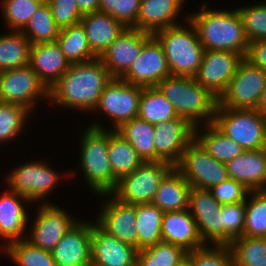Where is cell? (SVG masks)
I'll list each match as a JSON object with an SVG mask.
<instances>
[{"label": "cell", "mask_w": 266, "mask_h": 266, "mask_svg": "<svg viewBox=\"0 0 266 266\" xmlns=\"http://www.w3.org/2000/svg\"><path fill=\"white\" fill-rule=\"evenodd\" d=\"M112 77L100 58L71 64L63 76L49 89V103L57 108L92 113L104 87Z\"/></svg>", "instance_id": "cell-1"}, {"label": "cell", "mask_w": 266, "mask_h": 266, "mask_svg": "<svg viewBox=\"0 0 266 266\" xmlns=\"http://www.w3.org/2000/svg\"><path fill=\"white\" fill-rule=\"evenodd\" d=\"M207 0L198 11L189 14L205 50H228L246 57L249 41L237 8L223 10L208 7Z\"/></svg>", "instance_id": "cell-2"}, {"label": "cell", "mask_w": 266, "mask_h": 266, "mask_svg": "<svg viewBox=\"0 0 266 266\" xmlns=\"http://www.w3.org/2000/svg\"><path fill=\"white\" fill-rule=\"evenodd\" d=\"M81 131L78 165L82 170L85 184L94 194H110L118 180L113 176L108 159L109 129L101 121H92Z\"/></svg>", "instance_id": "cell-3"}, {"label": "cell", "mask_w": 266, "mask_h": 266, "mask_svg": "<svg viewBox=\"0 0 266 266\" xmlns=\"http://www.w3.org/2000/svg\"><path fill=\"white\" fill-rule=\"evenodd\" d=\"M156 87L172 104L178 117L187 119L195 127L213 122L218 99L195 77L171 75Z\"/></svg>", "instance_id": "cell-4"}, {"label": "cell", "mask_w": 266, "mask_h": 266, "mask_svg": "<svg viewBox=\"0 0 266 266\" xmlns=\"http://www.w3.org/2000/svg\"><path fill=\"white\" fill-rule=\"evenodd\" d=\"M183 20L184 24L158 30L153 35L163 47L171 75L195 77L205 49L200 43L197 29L189 19V13Z\"/></svg>", "instance_id": "cell-5"}, {"label": "cell", "mask_w": 266, "mask_h": 266, "mask_svg": "<svg viewBox=\"0 0 266 266\" xmlns=\"http://www.w3.org/2000/svg\"><path fill=\"white\" fill-rule=\"evenodd\" d=\"M29 162L19 164L9 171V174L7 173V176L4 177L5 185H7L4 187L26 197L33 207L34 204L41 202L42 204L54 203L46 198L47 196L50 197V193L59 186L61 179L63 180L64 177L66 179L67 176L69 178L77 176L75 170H70L69 173L67 171L59 173L57 169L51 168V164L47 163L49 161L45 162L41 159V161Z\"/></svg>", "instance_id": "cell-6"}, {"label": "cell", "mask_w": 266, "mask_h": 266, "mask_svg": "<svg viewBox=\"0 0 266 266\" xmlns=\"http://www.w3.org/2000/svg\"><path fill=\"white\" fill-rule=\"evenodd\" d=\"M212 123L244 150L266 148V118L257 109H229L217 105Z\"/></svg>", "instance_id": "cell-7"}, {"label": "cell", "mask_w": 266, "mask_h": 266, "mask_svg": "<svg viewBox=\"0 0 266 266\" xmlns=\"http://www.w3.org/2000/svg\"><path fill=\"white\" fill-rule=\"evenodd\" d=\"M173 168L169 162L145 161L134 172L119 179L110 194L125 204L152 203L161 181Z\"/></svg>", "instance_id": "cell-8"}, {"label": "cell", "mask_w": 266, "mask_h": 266, "mask_svg": "<svg viewBox=\"0 0 266 266\" xmlns=\"http://www.w3.org/2000/svg\"><path fill=\"white\" fill-rule=\"evenodd\" d=\"M45 99L49 102V90L29 65L0 71V102L20 105L33 114Z\"/></svg>", "instance_id": "cell-9"}, {"label": "cell", "mask_w": 266, "mask_h": 266, "mask_svg": "<svg viewBox=\"0 0 266 266\" xmlns=\"http://www.w3.org/2000/svg\"><path fill=\"white\" fill-rule=\"evenodd\" d=\"M265 87L266 72L243 58L217 105L229 109H257Z\"/></svg>", "instance_id": "cell-10"}, {"label": "cell", "mask_w": 266, "mask_h": 266, "mask_svg": "<svg viewBox=\"0 0 266 266\" xmlns=\"http://www.w3.org/2000/svg\"><path fill=\"white\" fill-rule=\"evenodd\" d=\"M143 87L127 83L120 78L112 80L104 87L93 113L105 114L110 122V130L118 129L123 123L138 117L139 99Z\"/></svg>", "instance_id": "cell-11"}, {"label": "cell", "mask_w": 266, "mask_h": 266, "mask_svg": "<svg viewBox=\"0 0 266 266\" xmlns=\"http://www.w3.org/2000/svg\"><path fill=\"white\" fill-rule=\"evenodd\" d=\"M174 167L195 188L209 190L229 178L226 164L213 158L196 139L186 147Z\"/></svg>", "instance_id": "cell-12"}, {"label": "cell", "mask_w": 266, "mask_h": 266, "mask_svg": "<svg viewBox=\"0 0 266 266\" xmlns=\"http://www.w3.org/2000/svg\"><path fill=\"white\" fill-rule=\"evenodd\" d=\"M40 203L35 218L29 221L26 240L33 246L52 252L58 241L80 219L73 217L61 205ZM32 221V222H31ZM31 223V225H30ZM30 229V230H29ZM30 231V232H29ZM29 232V233H28Z\"/></svg>", "instance_id": "cell-13"}, {"label": "cell", "mask_w": 266, "mask_h": 266, "mask_svg": "<svg viewBox=\"0 0 266 266\" xmlns=\"http://www.w3.org/2000/svg\"><path fill=\"white\" fill-rule=\"evenodd\" d=\"M188 210L205 245L223 246L222 204L208 189L191 187Z\"/></svg>", "instance_id": "cell-14"}, {"label": "cell", "mask_w": 266, "mask_h": 266, "mask_svg": "<svg viewBox=\"0 0 266 266\" xmlns=\"http://www.w3.org/2000/svg\"><path fill=\"white\" fill-rule=\"evenodd\" d=\"M168 76H171V73L163 47L158 39L150 34L144 40L140 55L121 79L141 87H156Z\"/></svg>", "instance_id": "cell-15"}, {"label": "cell", "mask_w": 266, "mask_h": 266, "mask_svg": "<svg viewBox=\"0 0 266 266\" xmlns=\"http://www.w3.org/2000/svg\"><path fill=\"white\" fill-rule=\"evenodd\" d=\"M242 59L240 54L228 50H205L195 79L219 99Z\"/></svg>", "instance_id": "cell-16"}, {"label": "cell", "mask_w": 266, "mask_h": 266, "mask_svg": "<svg viewBox=\"0 0 266 266\" xmlns=\"http://www.w3.org/2000/svg\"><path fill=\"white\" fill-rule=\"evenodd\" d=\"M98 196L103 200L95 222L108 234L138 249L135 205L119 202L111 194Z\"/></svg>", "instance_id": "cell-17"}, {"label": "cell", "mask_w": 266, "mask_h": 266, "mask_svg": "<svg viewBox=\"0 0 266 266\" xmlns=\"http://www.w3.org/2000/svg\"><path fill=\"white\" fill-rule=\"evenodd\" d=\"M156 161L175 166L186 147L195 139V126L187 119L177 117L154 125Z\"/></svg>", "instance_id": "cell-18"}, {"label": "cell", "mask_w": 266, "mask_h": 266, "mask_svg": "<svg viewBox=\"0 0 266 266\" xmlns=\"http://www.w3.org/2000/svg\"><path fill=\"white\" fill-rule=\"evenodd\" d=\"M150 33L137 28L126 27L108 46L100 60L112 78H122L135 59L140 55L144 40Z\"/></svg>", "instance_id": "cell-19"}, {"label": "cell", "mask_w": 266, "mask_h": 266, "mask_svg": "<svg viewBox=\"0 0 266 266\" xmlns=\"http://www.w3.org/2000/svg\"><path fill=\"white\" fill-rule=\"evenodd\" d=\"M92 220L80 219L52 251L57 266H91Z\"/></svg>", "instance_id": "cell-20"}, {"label": "cell", "mask_w": 266, "mask_h": 266, "mask_svg": "<svg viewBox=\"0 0 266 266\" xmlns=\"http://www.w3.org/2000/svg\"><path fill=\"white\" fill-rule=\"evenodd\" d=\"M2 191L4 192L0 195V238L6 243L0 244V252L1 248L8 244L26 239L31 214L25 206L32 204L26 197L8 188Z\"/></svg>", "instance_id": "cell-21"}, {"label": "cell", "mask_w": 266, "mask_h": 266, "mask_svg": "<svg viewBox=\"0 0 266 266\" xmlns=\"http://www.w3.org/2000/svg\"><path fill=\"white\" fill-rule=\"evenodd\" d=\"M138 249L104 231L92 220L91 266H137Z\"/></svg>", "instance_id": "cell-22"}, {"label": "cell", "mask_w": 266, "mask_h": 266, "mask_svg": "<svg viewBox=\"0 0 266 266\" xmlns=\"http://www.w3.org/2000/svg\"><path fill=\"white\" fill-rule=\"evenodd\" d=\"M57 41L37 43L30 47L29 66L49 90L70 68Z\"/></svg>", "instance_id": "cell-23"}, {"label": "cell", "mask_w": 266, "mask_h": 266, "mask_svg": "<svg viewBox=\"0 0 266 266\" xmlns=\"http://www.w3.org/2000/svg\"><path fill=\"white\" fill-rule=\"evenodd\" d=\"M161 234L164 242L177 245L187 253L206 246L188 209L164 212Z\"/></svg>", "instance_id": "cell-24"}, {"label": "cell", "mask_w": 266, "mask_h": 266, "mask_svg": "<svg viewBox=\"0 0 266 266\" xmlns=\"http://www.w3.org/2000/svg\"><path fill=\"white\" fill-rule=\"evenodd\" d=\"M185 3L186 0H140L135 28L154 34L158 30L181 24L178 20Z\"/></svg>", "instance_id": "cell-25"}, {"label": "cell", "mask_w": 266, "mask_h": 266, "mask_svg": "<svg viewBox=\"0 0 266 266\" xmlns=\"http://www.w3.org/2000/svg\"><path fill=\"white\" fill-rule=\"evenodd\" d=\"M228 177L250 191L266 190V148L245 150L226 163Z\"/></svg>", "instance_id": "cell-26"}, {"label": "cell", "mask_w": 266, "mask_h": 266, "mask_svg": "<svg viewBox=\"0 0 266 266\" xmlns=\"http://www.w3.org/2000/svg\"><path fill=\"white\" fill-rule=\"evenodd\" d=\"M80 23L85 29L88 45L97 58L102 56L126 28L121 22L101 11L83 15Z\"/></svg>", "instance_id": "cell-27"}, {"label": "cell", "mask_w": 266, "mask_h": 266, "mask_svg": "<svg viewBox=\"0 0 266 266\" xmlns=\"http://www.w3.org/2000/svg\"><path fill=\"white\" fill-rule=\"evenodd\" d=\"M190 184L174 167L161 181L152 202L163 212L188 209Z\"/></svg>", "instance_id": "cell-28"}, {"label": "cell", "mask_w": 266, "mask_h": 266, "mask_svg": "<svg viewBox=\"0 0 266 266\" xmlns=\"http://www.w3.org/2000/svg\"><path fill=\"white\" fill-rule=\"evenodd\" d=\"M195 139L213 158L225 164L245 151L213 123L195 127Z\"/></svg>", "instance_id": "cell-29"}, {"label": "cell", "mask_w": 266, "mask_h": 266, "mask_svg": "<svg viewBox=\"0 0 266 266\" xmlns=\"http://www.w3.org/2000/svg\"><path fill=\"white\" fill-rule=\"evenodd\" d=\"M116 131L131 144L143 162L156 161L154 124L135 117L123 123Z\"/></svg>", "instance_id": "cell-30"}, {"label": "cell", "mask_w": 266, "mask_h": 266, "mask_svg": "<svg viewBox=\"0 0 266 266\" xmlns=\"http://www.w3.org/2000/svg\"><path fill=\"white\" fill-rule=\"evenodd\" d=\"M108 159L117 180L134 172L143 163L131 144L116 130L110 129Z\"/></svg>", "instance_id": "cell-31"}, {"label": "cell", "mask_w": 266, "mask_h": 266, "mask_svg": "<svg viewBox=\"0 0 266 266\" xmlns=\"http://www.w3.org/2000/svg\"><path fill=\"white\" fill-rule=\"evenodd\" d=\"M136 229L138 230V250L154 246L162 240L161 225L163 211L152 203L136 204Z\"/></svg>", "instance_id": "cell-32"}, {"label": "cell", "mask_w": 266, "mask_h": 266, "mask_svg": "<svg viewBox=\"0 0 266 266\" xmlns=\"http://www.w3.org/2000/svg\"><path fill=\"white\" fill-rule=\"evenodd\" d=\"M30 47L21 31L0 34V71L29 65Z\"/></svg>", "instance_id": "cell-33"}, {"label": "cell", "mask_w": 266, "mask_h": 266, "mask_svg": "<svg viewBox=\"0 0 266 266\" xmlns=\"http://www.w3.org/2000/svg\"><path fill=\"white\" fill-rule=\"evenodd\" d=\"M56 41L70 64L97 58L88 45L86 32L81 23L60 29Z\"/></svg>", "instance_id": "cell-34"}, {"label": "cell", "mask_w": 266, "mask_h": 266, "mask_svg": "<svg viewBox=\"0 0 266 266\" xmlns=\"http://www.w3.org/2000/svg\"><path fill=\"white\" fill-rule=\"evenodd\" d=\"M138 117L155 125L177 118L178 115L157 87H143L139 99Z\"/></svg>", "instance_id": "cell-35"}, {"label": "cell", "mask_w": 266, "mask_h": 266, "mask_svg": "<svg viewBox=\"0 0 266 266\" xmlns=\"http://www.w3.org/2000/svg\"><path fill=\"white\" fill-rule=\"evenodd\" d=\"M21 32L31 45L57 40L60 28L56 25L50 6L46 1L30 17L28 24Z\"/></svg>", "instance_id": "cell-36"}, {"label": "cell", "mask_w": 266, "mask_h": 266, "mask_svg": "<svg viewBox=\"0 0 266 266\" xmlns=\"http://www.w3.org/2000/svg\"><path fill=\"white\" fill-rule=\"evenodd\" d=\"M1 252L5 253L15 266H57L52 252L33 246L26 239L8 244Z\"/></svg>", "instance_id": "cell-37"}, {"label": "cell", "mask_w": 266, "mask_h": 266, "mask_svg": "<svg viewBox=\"0 0 266 266\" xmlns=\"http://www.w3.org/2000/svg\"><path fill=\"white\" fill-rule=\"evenodd\" d=\"M229 247L234 266H266V238L241 236Z\"/></svg>", "instance_id": "cell-38"}, {"label": "cell", "mask_w": 266, "mask_h": 266, "mask_svg": "<svg viewBox=\"0 0 266 266\" xmlns=\"http://www.w3.org/2000/svg\"><path fill=\"white\" fill-rule=\"evenodd\" d=\"M31 116L32 113L20 105L0 102V144L17 140V136L26 131Z\"/></svg>", "instance_id": "cell-39"}, {"label": "cell", "mask_w": 266, "mask_h": 266, "mask_svg": "<svg viewBox=\"0 0 266 266\" xmlns=\"http://www.w3.org/2000/svg\"><path fill=\"white\" fill-rule=\"evenodd\" d=\"M243 236L266 238V190L248 193Z\"/></svg>", "instance_id": "cell-40"}, {"label": "cell", "mask_w": 266, "mask_h": 266, "mask_svg": "<svg viewBox=\"0 0 266 266\" xmlns=\"http://www.w3.org/2000/svg\"><path fill=\"white\" fill-rule=\"evenodd\" d=\"M46 0H1L0 11L8 31H22Z\"/></svg>", "instance_id": "cell-41"}, {"label": "cell", "mask_w": 266, "mask_h": 266, "mask_svg": "<svg viewBox=\"0 0 266 266\" xmlns=\"http://www.w3.org/2000/svg\"><path fill=\"white\" fill-rule=\"evenodd\" d=\"M186 255L181 247L161 241L138 250L137 266H176Z\"/></svg>", "instance_id": "cell-42"}, {"label": "cell", "mask_w": 266, "mask_h": 266, "mask_svg": "<svg viewBox=\"0 0 266 266\" xmlns=\"http://www.w3.org/2000/svg\"><path fill=\"white\" fill-rule=\"evenodd\" d=\"M249 42L266 39V2L237 7Z\"/></svg>", "instance_id": "cell-43"}, {"label": "cell", "mask_w": 266, "mask_h": 266, "mask_svg": "<svg viewBox=\"0 0 266 266\" xmlns=\"http://www.w3.org/2000/svg\"><path fill=\"white\" fill-rule=\"evenodd\" d=\"M223 246H229L243 236L245 224V202L222 204Z\"/></svg>", "instance_id": "cell-44"}, {"label": "cell", "mask_w": 266, "mask_h": 266, "mask_svg": "<svg viewBox=\"0 0 266 266\" xmlns=\"http://www.w3.org/2000/svg\"><path fill=\"white\" fill-rule=\"evenodd\" d=\"M140 0H100L99 11L109 14L125 27L135 28Z\"/></svg>", "instance_id": "cell-45"}, {"label": "cell", "mask_w": 266, "mask_h": 266, "mask_svg": "<svg viewBox=\"0 0 266 266\" xmlns=\"http://www.w3.org/2000/svg\"><path fill=\"white\" fill-rule=\"evenodd\" d=\"M193 266H234L229 246L206 245L187 253Z\"/></svg>", "instance_id": "cell-46"}, {"label": "cell", "mask_w": 266, "mask_h": 266, "mask_svg": "<svg viewBox=\"0 0 266 266\" xmlns=\"http://www.w3.org/2000/svg\"><path fill=\"white\" fill-rule=\"evenodd\" d=\"M56 25L62 29L80 23L82 14L76 0H46Z\"/></svg>", "instance_id": "cell-47"}, {"label": "cell", "mask_w": 266, "mask_h": 266, "mask_svg": "<svg viewBox=\"0 0 266 266\" xmlns=\"http://www.w3.org/2000/svg\"><path fill=\"white\" fill-rule=\"evenodd\" d=\"M213 197L221 204L245 202L250 192L242 183L227 178L209 189Z\"/></svg>", "instance_id": "cell-48"}, {"label": "cell", "mask_w": 266, "mask_h": 266, "mask_svg": "<svg viewBox=\"0 0 266 266\" xmlns=\"http://www.w3.org/2000/svg\"><path fill=\"white\" fill-rule=\"evenodd\" d=\"M245 58L266 72V39L249 42Z\"/></svg>", "instance_id": "cell-49"}, {"label": "cell", "mask_w": 266, "mask_h": 266, "mask_svg": "<svg viewBox=\"0 0 266 266\" xmlns=\"http://www.w3.org/2000/svg\"><path fill=\"white\" fill-rule=\"evenodd\" d=\"M82 15L99 11L100 0H76Z\"/></svg>", "instance_id": "cell-50"}, {"label": "cell", "mask_w": 266, "mask_h": 266, "mask_svg": "<svg viewBox=\"0 0 266 266\" xmlns=\"http://www.w3.org/2000/svg\"><path fill=\"white\" fill-rule=\"evenodd\" d=\"M257 110L261 112L266 118V87L261 94L259 103L257 105Z\"/></svg>", "instance_id": "cell-51"}, {"label": "cell", "mask_w": 266, "mask_h": 266, "mask_svg": "<svg viewBox=\"0 0 266 266\" xmlns=\"http://www.w3.org/2000/svg\"><path fill=\"white\" fill-rule=\"evenodd\" d=\"M176 266H193L191 257L187 254Z\"/></svg>", "instance_id": "cell-52"}]
</instances>
